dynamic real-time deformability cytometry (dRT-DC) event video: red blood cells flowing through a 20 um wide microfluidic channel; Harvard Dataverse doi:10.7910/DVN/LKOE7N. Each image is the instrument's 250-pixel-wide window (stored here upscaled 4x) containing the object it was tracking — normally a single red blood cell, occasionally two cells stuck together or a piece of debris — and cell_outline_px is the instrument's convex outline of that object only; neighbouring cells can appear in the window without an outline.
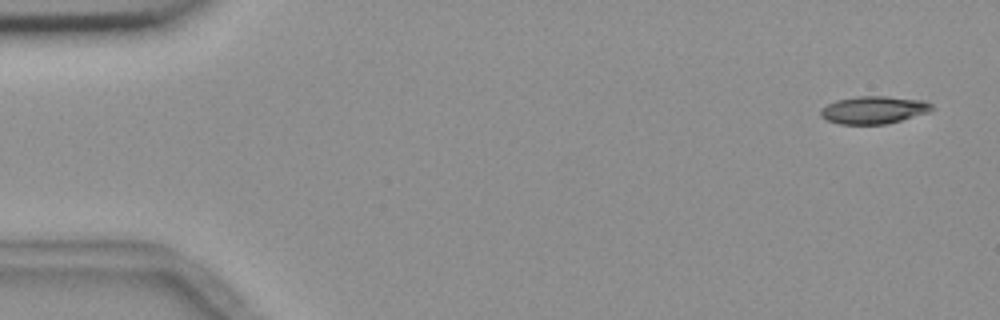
{"species": "common noctule bat (a hibernating species)", "species_latin": "Nyctalus noctula", "temperature_condition": "room temperature", "stored_images_in_passage": 5, "camera_frame_rate_fps": 3000, "um_per_image_px": 0.085, "animal": {"sex": "female", "body_mass_g": 18.4}, "frame": {"image": 1, "passage_image": 1, "time_ms": 0.0, "image_size_px": [1000, 320], "cell_outline_px": [[936, 108], [928, 112], [900, 120], [884, 124], [840, 124], [828, 120], [820, 116], [820, 108], [836, 100], [856, 96], [888, 96], [924, 100], [932, 104]], "centroid_in_image_um": [74.27, 9.33], "position_along_channel_um": 10.7, "area_um2": 17.92}}